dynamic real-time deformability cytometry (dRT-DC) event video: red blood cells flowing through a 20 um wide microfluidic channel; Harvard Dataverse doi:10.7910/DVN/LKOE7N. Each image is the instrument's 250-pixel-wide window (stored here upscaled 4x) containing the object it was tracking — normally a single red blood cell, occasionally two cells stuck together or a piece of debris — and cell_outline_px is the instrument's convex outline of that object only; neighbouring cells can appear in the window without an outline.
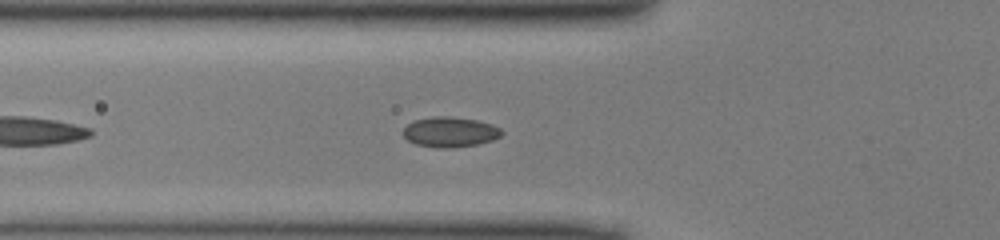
{"species": "common noctule bat (a hibernating species)", "species_latin": "Nyctalus noctula", "temperature_condition": "cold", "stored_images_in_passage": 38, "camera_frame_rate_fps": 3000, "um_per_image_px": 0.085, "animal": {"sex": "male", "body_mass_g": 13.0, "forearm_length_mm": 53.1}, "frame": {"image": 1, "passage_image": 5, "time_ms": 1.333, "image_size_px": [1000, 240], "cell_outline_px": [[504, 132], [500, 136], [492, 140], [476, 144], [452, 148], [436, 148], [416, 144], [408, 140], [404, 136], [404, 128], [408, 124], [416, 120], [432, 116], [448, 116], [476, 120], [492, 124], [500, 128]], "centroid_in_image_um": [38.26, 11.22], "position_along_channel_um": 87.5, "area_um2": 17.22}}
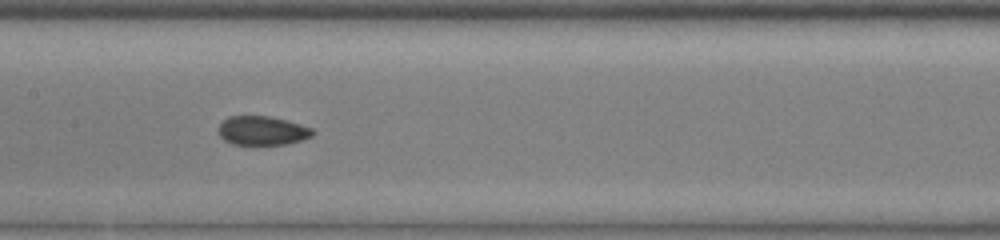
{"frame": {"image": 2, "passage_image": 12, "time_ms": 3.667, "image_size_px": [1000, 240], "cell_outline_px": [[316, 132], [312, 136], [300, 140], [284, 144], [232, 144], [224, 140], [216, 132], [220, 124], [228, 116], [272, 116], [300, 124], [312, 128]], "centroid_in_image_um": [22.27, 11.09], "position_along_channel_um": 185.1, "area_um2": 15.95}}
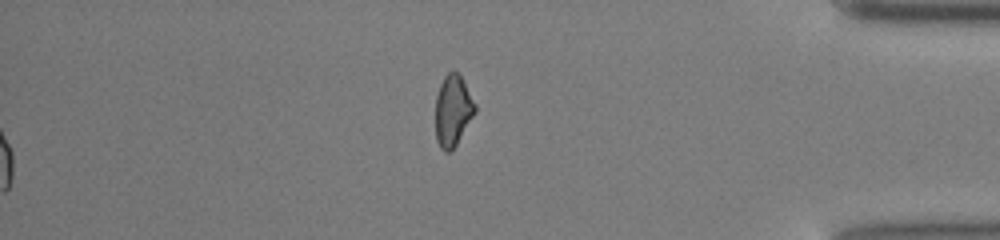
{"frame": {"image": 3, "passage_image": 38, "time_ms": 12.333, "image_size_px": [1000, 240], "cell_outline_px": [[476, 112], [456, 144], [448, 152], [444, 152], [440, 148], [436, 140], [436, 96], [440, 84], [444, 76], [448, 72], [456, 72], [460, 76], [476, 104]], "centroid_in_image_um": [38.48, 9.41], "position_along_channel_um": 396.7, "area_um2": 16.18}}